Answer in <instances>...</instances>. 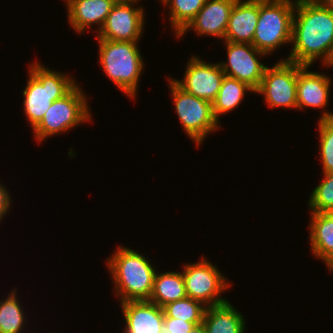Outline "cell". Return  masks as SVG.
Segmentation results:
<instances>
[{"label": "cell", "instance_id": "cell-1", "mask_svg": "<svg viewBox=\"0 0 333 333\" xmlns=\"http://www.w3.org/2000/svg\"><path fill=\"white\" fill-rule=\"evenodd\" d=\"M291 44L286 60L311 66L321 58L323 66L331 65L333 10L323 0H296Z\"/></svg>", "mask_w": 333, "mask_h": 333}, {"label": "cell", "instance_id": "cell-2", "mask_svg": "<svg viewBox=\"0 0 333 333\" xmlns=\"http://www.w3.org/2000/svg\"><path fill=\"white\" fill-rule=\"evenodd\" d=\"M107 266L120 303L150 299L157 271L147 257L133 249L118 246L107 259Z\"/></svg>", "mask_w": 333, "mask_h": 333}, {"label": "cell", "instance_id": "cell-3", "mask_svg": "<svg viewBox=\"0 0 333 333\" xmlns=\"http://www.w3.org/2000/svg\"><path fill=\"white\" fill-rule=\"evenodd\" d=\"M29 79L23 90V107L33 129L43 118L51 103L65 96L78 82L70 75L46 68L40 62L29 67Z\"/></svg>", "mask_w": 333, "mask_h": 333}, {"label": "cell", "instance_id": "cell-4", "mask_svg": "<svg viewBox=\"0 0 333 333\" xmlns=\"http://www.w3.org/2000/svg\"><path fill=\"white\" fill-rule=\"evenodd\" d=\"M97 40L99 63L104 73L122 92L134 99L145 65L138 49L139 42Z\"/></svg>", "mask_w": 333, "mask_h": 333}, {"label": "cell", "instance_id": "cell-5", "mask_svg": "<svg viewBox=\"0 0 333 333\" xmlns=\"http://www.w3.org/2000/svg\"><path fill=\"white\" fill-rule=\"evenodd\" d=\"M259 0V19L252 45L269 55L292 41L296 0Z\"/></svg>", "mask_w": 333, "mask_h": 333}, {"label": "cell", "instance_id": "cell-6", "mask_svg": "<svg viewBox=\"0 0 333 333\" xmlns=\"http://www.w3.org/2000/svg\"><path fill=\"white\" fill-rule=\"evenodd\" d=\"M85 95L77 83L65 96L53 101L42 120L32 129L37 141L68 132L90 121L91 112Z\"/></svg>", "mask_w": 333, "mask_h": 333}, {"label": "cell", "instance_id": "cell-7", "mask_svg": "<svg viewBox=\"0 0 333 333\" xmlns=\"http://www.w3.org/2000/svg\"><path fill=\"white\" fill-rule=\"evenodd\" d=\"M168 82L181 126L196 146H199L210 132L220 127L214 116L212 103L184 91L170 77Z\"/></svg>", "mask_w": 333, "mask_h": 333}, {"label": "cell", "instance_id": "cell-8", "mask_svg": "<svg viewBox=\"0 0 333 333\" xmlns=\"http://www.w3.org/2000/svg\"><path fill=\"white\" fill-rule=\"evenodd\" d=\"M182 276L187 297L200 301L206 307L228 302L221 293L228 290L231 283L207 258L202 256V259L196 263L184 264Z\"/></svg>", "mask_w": 333, "mask_h": 333}, {"label": "cell", "instance_id": "cell-9", "mask_svg": "<svg viewBox=\"0 0 333 333\" xmlns=\"http://www.w3.org/2000/svg\"><path fill=\"white\" fill-rule=\"evenodd\" d=\"M298 64L286 59L279 60L274 66L265 69L262 81L255 94L264 96V101L272 109H297Z\"/></svg>", "mask_w": 333, "mask_h": 333}, {"label": "cell", "instance_id": "cell-10", "mask_svg": "<svg viewBox=\"0 0 333 333\" xmlns=\"http://www.w3.org/2000/svg\"><path fill=\"white\" fill-rule=\"evenodd\" d=\"M227 51V62H219L226 76L247 83L256 90L264 75L266 65L260 62L258 56L265 53L256 49L252 44L232 43L224 41Z\"/></svg>", "mask_w": 333, "mask_h": 333}, {"label": "cell", "instance_id": "cell-11", "mask_svg": "<svg viewBox=\"0 0 333 333\" xmlns=\"http://www.w3.org/2000/svg\"><path fill=\"white\" fill-rule=\"evenodd\" d=\"M224 76L219 63H207L194 55L187 63L183 80L173 81L191 95L212 103L219 93Z\"/></svg>", "mask_w": 333, "mask_h": 333}, {"label": "cell", "instance_id": "cell-12", "mask_svg": "<svg viewBox=\"0 0 333 333\" xmlns=\"http://www.w3.org/2000/svg\"><path fill=\"white\" fill-rule=\"evenodd\" d=\"M134 5V3L115 4L96 38L139 42L146 23L145 13L143 7H134Z\"/></svg>", "mask_w": 333, "mask_h": 333}, {"label": "cell", "instance_id": "cell-13", "mask_svg": "<svg viewBox=\"0 0 333 333\" xmlns=\"http://www.w3.org/2000/svg\"><path fill=\"white\" fill-rule=\"evenodd\" d=\"M236 0H207L189 25L177 36L183 37L188 30L196 34L215 36L224 40L230 12Z\"/></svg>", "mask_w": 333, "mask_h": 333}, {"label": "cell", "instance_id": "cell-14", "mask_svg": "<svg viewBox=\"0 0 333 333\" xmlns=\"http://www.w3.org/2000/svg\"><path fill=\"white\" fill-rule=\"evenodd\" d=\"M310 66L298 64L297 74V109L327 107L331 79L325 74L311 72Z\"/></svg>", "mask_w": 333, "mask_h": 333}, {"label": "cell", "instance_id": "cell-15", "mask_svg": "<svg viewBox=\"0 0 333 333\" xmlns=\"http://www.w3.org/2000/svg\"><path fill=\"white\" fill-rule=\"evenodd\" d=\"M120 306L126 323L124 333H160L162 307L149 300L121 302Z\"/></svg>", "mask_w": 333, "mask_h": 333}, {"label": "cell", "instance_id": "cell-16", "mask_svg": "<svg viewBox=\"0 0 333 333\" xmlns=\"http://www.w3.org/2000/svg\"><path fill=\"white\" fill-rule=\"evenodd\" d=\"M259 19V0H236L230 12L224 41L252 44Z\"/></svg>", "mask_w": 333, "mask_h": 333}, {"label": "cell", "instance_id": "cell-17", "mask_svg": "<svg viewBox=\"0 0 333 333\" xmlns=\"http://www.w3.org/2000/svg\"><path fill=\"white\" fill-rule=\"evenodd\" d=\"M65 3L69 24L79 33L92 25H98L99 33L115 5L112 0H65Z\"/></svg>", "mask_w": 333, "mask_h": 333}, {"label": "cell", "instance_id": "cell-18", "mask_svg": "<svg viewBox=\"0 0 333 333\" xmlns=\"http://www.w3.org/2000/svg\"><path fill=\"white\" fill-rule=\"evenodd\" d=\"M310 246L315 257L333 271V212H310Z\"/></svg>", "mask_w": 333, "mask_h": 333}, {"label": "cell", "instance_id": "cell-19", "mask_svg": "<svg viewBox=\"0 0 333 333\" xmlns=\"http://www.w3.org/2000/svg\"><path fill=\"white\" fill-rule=\"evenodd\" d=\"M228 301L225 304L207 307L203 324L206 333H244L245 319Z\"/></svg>", "mask_w": 333, "mask_h": 333}, {"label": "cell", "instance_id": "cell-20", "mask_svg": "<svg viewBox=\"0 0 333 333\" xmlns=\"http://www.w3.org/2000/svg\"><path fill=\"white\" fill-rule=\"evenodd\" d=\"M186 290L182 272H156L150 302L159 307L186 298Z\"/></svg>", "mask_w": 333, "mask_h": 333}, {"label": "cell", "instance_id": "cell-21", "mask_svg": "<svg viewBox=\"0 0 333 333\" xmlns=\"http://www.w3.org/2000/svg\"><path fill=\"white\" fill-rule=\"evenodd\" d=\"M248 91L255 93L247 83L224 76L219 93L212 102L213 113L218 122L221 114H226L239 106Z\"/></svg>", "mask_w": 333, "mask_h": 333}, {"label": "cell", "instance_id": "cell-22", "mask_svg": "<svg viewBox=\"0 0 333 333\" xmlns=\"http://www.w3.org/2000/svg\"><path fill=\"white\" fill-rule=\"evenodd\" d=\"M169 7L171 28L177 37L194 19L207 0H159Z\"/></svg>", "mask_w": 333, "mask_h": 333}, {"label": "cell", "instance_id": "cell-23", "mask_svg": "<svg viewBox=\"0 0 333 333\" xmlns=\"http://www.w3.org/2000/svg\"><path fill=\"white\" fill-rule=\"evenodd\" d=\"M16 292L14 289L4 301L0 300V333H25L26 317Z\"/></svg>", "mask_w": 333, "mask_h": 333}, {"label": "cell", "instance_id": "cell-24", "mask_svg": "<svg viewBox=\"0 0 333 333\" xmlns=\"http://www.w3.org/2000/svg\"><path fill=\"white\" fill-rule=\"evenodd\" d=\"M206 308L200 301L186 297L165 305L163 311L167 317L177 318L198 325L203 323Z\"/></svg>", "mask_w": 333, "mask_h": 333}, {"label": "cell", "instance_id": "cell-25", "mask_svg": "<svg viewBox=\"0 0 333 333\" xmlns=\"http://www.w3.org/2000/svg\"><path fill=\"white\" fill-rule=\"evenodd\" d=\"M319 119L320 159L323 173L333 172V112L324 111Z\"/></svg>", "mask_w": 333, "mask_h": 333}, {"label": "cell", "instance_id": "cell-26", "mask_svg": "<svg viewBox=\"0 0 333 333\" xmlns=\"http://www.w3.org/2000/svg\"><path fill=\"white\" fill-rule=\"evenodd\" d=\"M323 180L311 192L309 210L316 213L333 212V172L323 173Z\"/></svg>", "mask_w": 333, "mask_h": 333}, {"label": "cell", "instance_id": "cell-27", "mask_svg": "<svg viewBox=\"0 0 333 333\" xmlns=\"http://www.w3.org/2000/svg\"><path fill=\"white\" fill-rule=\"evenodd\" d=\"M194 326V323L167 317L164 314V321L160 333H188Z\"/></svg>", "mask_w": 333, "mask_h": 333}, {"label": "cell", "instance_id": "cell-28", "mask_svg": "<svg viewBox=\"0 0 333 333\" xmlns=\"http://www.w3.org/2000/svg\"><path fill=\"white\" fill-rule=\"evenodd\" d=\"M11 197L8 190L0 182V223L8 213L9 208L11 207Z\"/></svg>", "mask_w": 333, "mask_h": 333}, {"label": "cell", "instance_id": "cell-29", "mask_svg": "<svg viewBox=\"0 0 333 333\" xmlns=\"http://www.w3.org/2000/svg\"><path fill=\"white\" fill-rule=\"evenodd\" d=\"M188 333H206L204 324L201 323V324L195 325Z\"/></svg>", "mask_w": 333, "mask_h": 333}, {"label": "cell", "instance_id": "cell-30", "mask_svg": "<svg viewBox=\"0 0 333 333\" xmlns=\"http://www.w3.org/2000/svg\"><path fill=\"white\" fill-rule=\"evenodd\" d=\"M115 4H122V3H136L140 0H112Z\"/></svg>", "mask_w": 333, "mask_h": 333}, {"label": "cell", "instance_id": "cell-31", "mask_svg": "<svg viewBox=\"0 0 333 333\" xmlns=\"http://www.w3.org/2000/svg\"><path fill=\"white\" fill-rule=\"evenodd\" d=\"M333 10V0H323Z\"/></svg>", "mask_w": 333, "mask_h": 333}]
</instances>
